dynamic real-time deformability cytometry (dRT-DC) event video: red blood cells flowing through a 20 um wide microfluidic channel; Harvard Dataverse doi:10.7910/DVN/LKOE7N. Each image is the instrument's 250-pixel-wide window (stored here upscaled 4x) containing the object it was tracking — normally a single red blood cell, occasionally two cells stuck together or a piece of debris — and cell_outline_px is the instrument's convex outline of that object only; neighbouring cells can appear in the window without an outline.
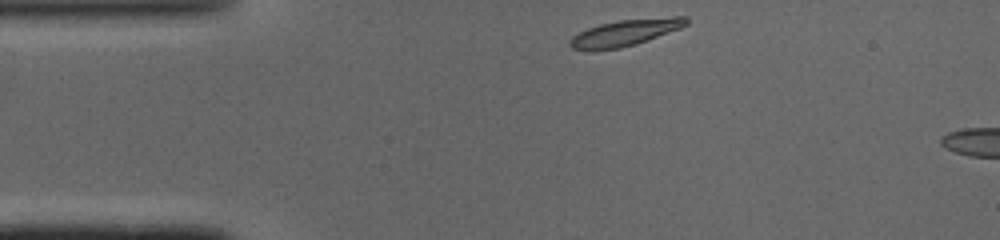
{"species": "common noctule bat (a hibernating species)", "species_latin": "Nyctalus noctula", "temperature_condition": "cold", "stored_images_in_passage": 4, "camera_frame_rate_fps": 3000, "um_per_image_px": 0.085, "animal": {"sex": "male", "body_mass_g": 19.0, "forearm_length_mm": 50.8}, "frame": {"image": 1, "passage_image": 1, "time_ms": 0.0, "image_size_px": [1000, 240], "cell_outline_px": [[688, 24], [680, 28], [636, 44], [620, 48], [572, 48], [568, 44], [568, 40], [572, 36], [588, 28], [600, 24], [620, 20], [672, 16], [688, 16]], "centroid_in_image_um": [53.21, 2.74], "position_along_channel_um": 31.8, "area_um2": 17.4}}